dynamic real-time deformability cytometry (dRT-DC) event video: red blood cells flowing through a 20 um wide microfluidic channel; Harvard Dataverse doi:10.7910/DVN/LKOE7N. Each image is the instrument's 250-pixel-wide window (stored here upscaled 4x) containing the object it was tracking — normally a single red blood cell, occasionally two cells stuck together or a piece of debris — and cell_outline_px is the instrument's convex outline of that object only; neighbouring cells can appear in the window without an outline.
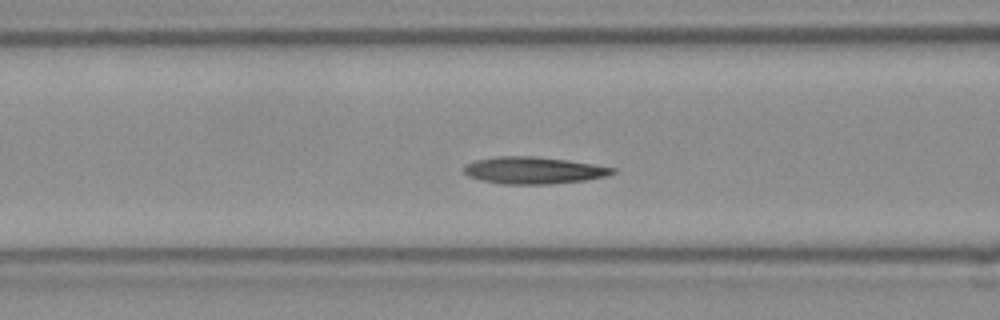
{"species": "Egyptian fruit bat (a non-hibernating species)", "species_latin": "Rousettus aegyptiacus", "temperature_condition": "room temperature", "stored_images_in_passage": 46, "camera_frame_rate_fps": 3000, "um_per_image_px": 0.085, "frame": {"image": 1, "passage_image": 14, "time_ms": 4.333, "image_size_px": [1000, 320], "cell_outline_px": [[616, 172], [604, 176], [584, 180], [548, 184], [500, 184], [480, 180], [468, 176], [464, 172], [464, 164], [476, 160], [500, 156], [532, 156], [568, 160], [616, 168]], "centroid_in_image_um": [45.31, 14.48], "position_along_channel_um": 121.3, "area_um2": 23.24}, "authors_computed_cell_mechanics": {"area_um2": 22.542, "velocity_mm_per_s": 3.8906, "shape_relaxation_time_tau1_ms": 7.4521, "shape_relaxation_time_tau2_ms": 4.1656, "deformation_change_tau1": 0.2022, "deformation_change_tau2": 0.0865}}